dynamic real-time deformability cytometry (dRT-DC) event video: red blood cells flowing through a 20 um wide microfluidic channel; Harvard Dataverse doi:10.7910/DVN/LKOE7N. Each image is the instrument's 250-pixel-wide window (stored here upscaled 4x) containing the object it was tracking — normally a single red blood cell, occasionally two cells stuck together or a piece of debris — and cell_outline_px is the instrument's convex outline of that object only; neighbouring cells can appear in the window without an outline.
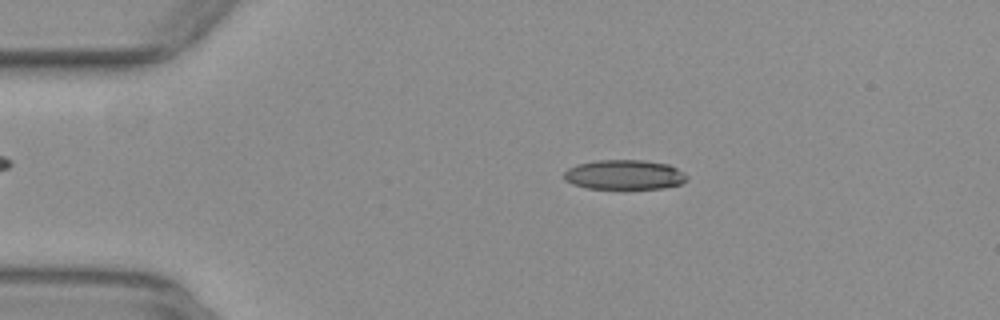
{"species": "common noctule bat (a hibernating species)", "species_latin": "Nyctalus noctula", "temperature_condition": "warm", "stored_images_in_passage": 52, "camera_frame_rate_fps": 3000, "um_per_image_px": 0.085, "animal": {"sex": "female", "body_mass_g": 29.2, "forearm_length_mm": 56.3}, "frame": {"image": 1, "passage_image": 10, "time_ms": 3.0, "image_size_px": [1000, 320], "cell_outline_px": [[688, 180], [680, 184], [664, 188], [620, 192], [588, 188], [572, 184], [564, 180], [564, 172], [568, 168], [576, 164], [596, 160], [644, 160], [668, 164], [684, 172], [688, 176]], "centroid_in_image_um": [53.07, 14.9], "position_along_channel_um": 31.9, "area_um2": 22.43}}
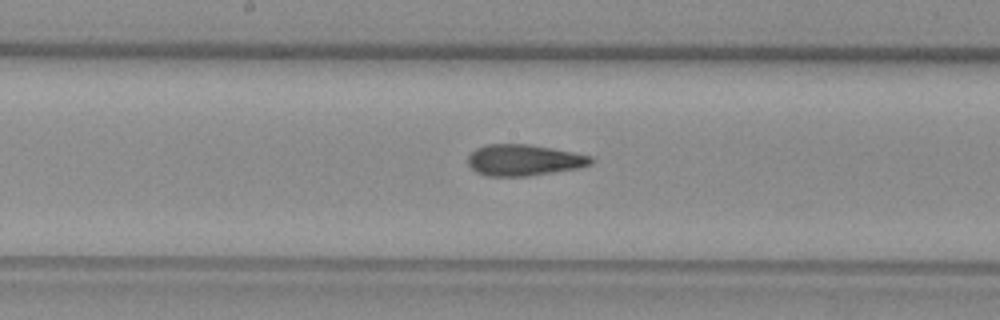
{"frame": {"image": 2, "passage_image": 27, "time_ms": 8.667, "image_size_px": [1000, 320], "cell_outline_px": [[592, 164], [580, 168], [528, 176], [484, 176], [476, 172], [468, 164], [468, 156], [476, 148], [484, 144], [528, 144], [552, 148], [592, 156]], "centroid_in_image_um": [44.51, 13.61], "position_along_channel_um": 203.7, "area_um2": 22.48}}
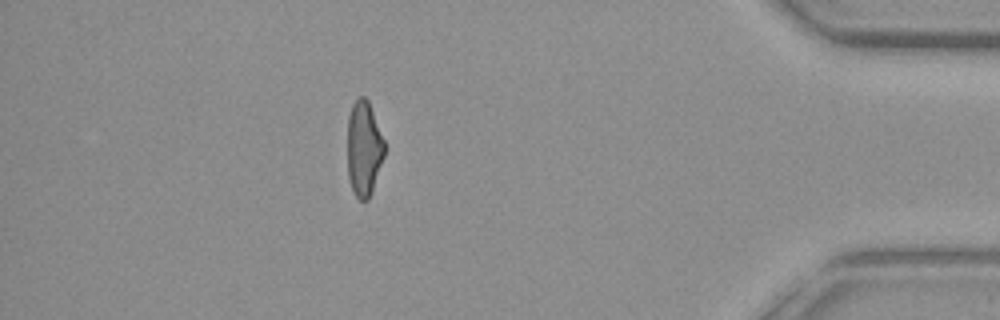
{"frame": {"image": 3, "passage_image": 46, "time_ms": 15.0, "image_size_px": [1000, 320], "cell_outline_px": [[384, 156], [372, 192], [368, 200], [360, 200], [356, 196], [352, 188], [348, 176], [348, 116], [352, 104], [360, 96], [364, 96], [368, 100], [384, 140]], "centroid_in_image_um": [30.93, 12.62], "position_along_channel_um": 404.3, "area_um2": 20.4}, "authors_computed_cell_mechanics": {"area_um2": 22.0796, "velocity_mm_per_s": 3.9286, "shape_relaxation_time_tau1_ms": null, "shape_relaxation_time_tau2_ms": 2.6446, "deformation_change_tau1": null, "deformation_change_tau2": 0.1101}}